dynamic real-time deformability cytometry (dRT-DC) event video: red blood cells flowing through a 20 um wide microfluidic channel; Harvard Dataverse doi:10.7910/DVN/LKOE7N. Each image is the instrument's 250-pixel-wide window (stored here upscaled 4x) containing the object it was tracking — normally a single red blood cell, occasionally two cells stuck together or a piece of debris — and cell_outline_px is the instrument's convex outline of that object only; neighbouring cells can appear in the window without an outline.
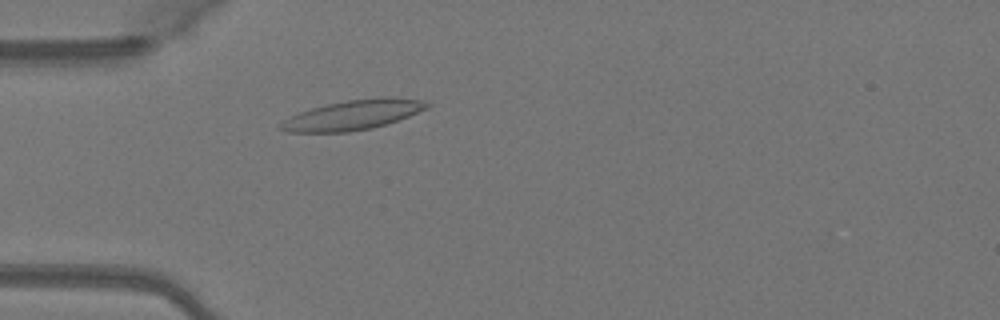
{"species": "Egyptian fruit bat (a non-hibernating species)", "species_latin": "Rousettus aegyptiacus", "temperature_condition": "warm", "stored_images_in_passage": 46, "camera_frame_rate_fps": 3000, "um_per_image_px": 0.085, "animal": {"sex": "female"}, "frame": {"image": 1, "passage_image": 11, "time_ms": 3.333, "image_size_px": [1000, 320], "cell_outline_px": [[432, 104], [428, 108], [408, 116], [372, 128], [348, 132], [288, 132], [276, 128], [276, 124], [300, 112], [312, 108], [328, 104], [348, 100], [380, 96], [384, 96], [420, 100]], "centroid_in_image_um": [29.97, 9.77], "position_along_channel_um": 55.0, "area_um2": 25.26}}
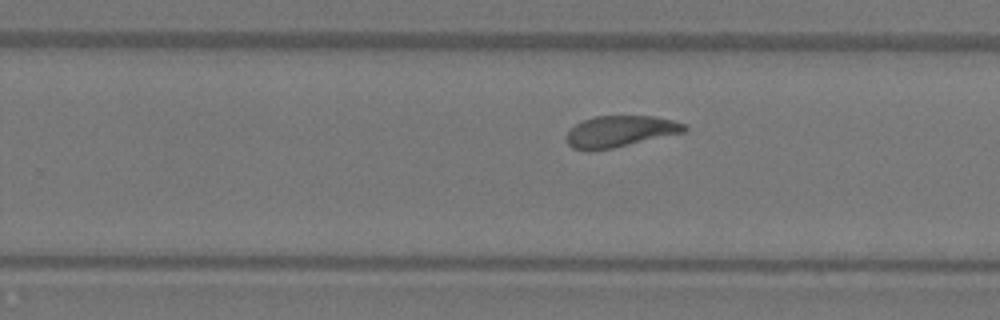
{"frame": {"image": 2, "passage_image": 28, "time_ms": 9.0, "image_size_px": [1000, 320], "cell_outline_px": [[688, 128], [684, 132], [612, 148], [588, 152], [572, 148], [568, 144], [564, 136], [576, 124], [584, 120], [596, 116], [656, 116], [688, 124]], "centroid_in_image_um": [52.69, 11.17], "position_along_channel_um": 277.1, "area_um2": 21.62}}
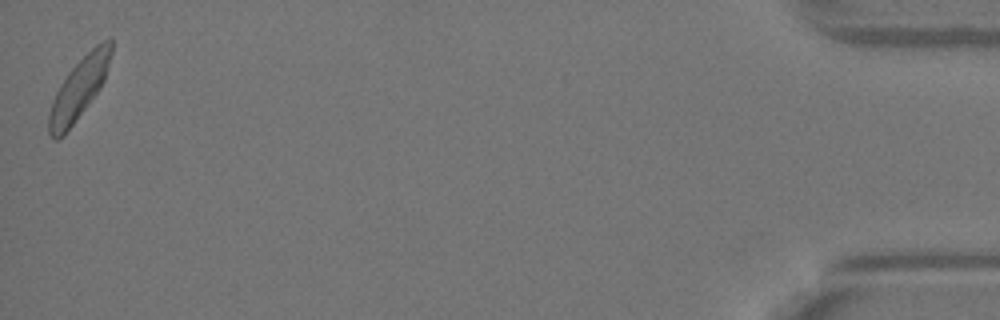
{"frame": {"image": 3, "passage_image": 46, "time_ms": 15.0, "image_size_px": [1000, 320], "cell_outline_px": [[112, 52], [104, 80], [100, 88], [64, 136], [56, 140], [48, 132], [48, 116], [52, 100], [60, 84], [68, 72], [96, 44], [108, 36], [112, 36]], "centroid_in_image_um": [6.71, 7.51], "position_along_channel_um": 428.5, "area_um2": 22.02}, "authors_computed_cell_mechanics": {"area_um2": 22.3397, "velocity_mm_per_s": 4.0521, "shape_relaxation_time_tau1_ms": 3.0674, "shape_relaxation_time_tau2_ms": 1.7743, "deformation_change_tau1": 0.1314, "deformation_change_tau2": 0.0901}}